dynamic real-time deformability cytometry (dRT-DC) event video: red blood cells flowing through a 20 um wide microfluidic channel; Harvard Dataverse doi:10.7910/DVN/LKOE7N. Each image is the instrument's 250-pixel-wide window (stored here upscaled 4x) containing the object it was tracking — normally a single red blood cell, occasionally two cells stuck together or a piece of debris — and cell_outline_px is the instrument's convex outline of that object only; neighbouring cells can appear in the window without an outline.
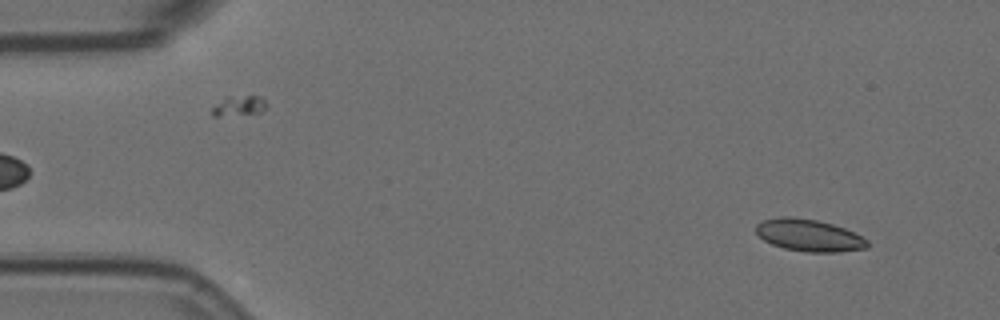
{"species": "Egyptian fruit bat (a non-hibernating species)", "species_latin": "Rousettus aegyptiacus", "temperature_condition": "room temperature", "stored_images_in_passage": 4, "camera_frame_rate_fps": 3000, "um_per_image_px": 0.085, "animal": {"sex": "female"}, "frame": {"image": 1, "passage_image": 1, "time_ms": 0.0, "image_size_px": [1000, 320], "cell_outline_px": [[868, 248], [840, 252], [804, 252], [784, 248], [772, 244], [764, 240], [756, 232], [756, 224], [764, 220], [780, 216], [792, 216], [816, 220], [832, 224], [844, 228], [868, 240]], "centroid_in_image_um": [68.76, 20.0], "position_along_channel_um": 16.2, "area_um2": 20.81}}
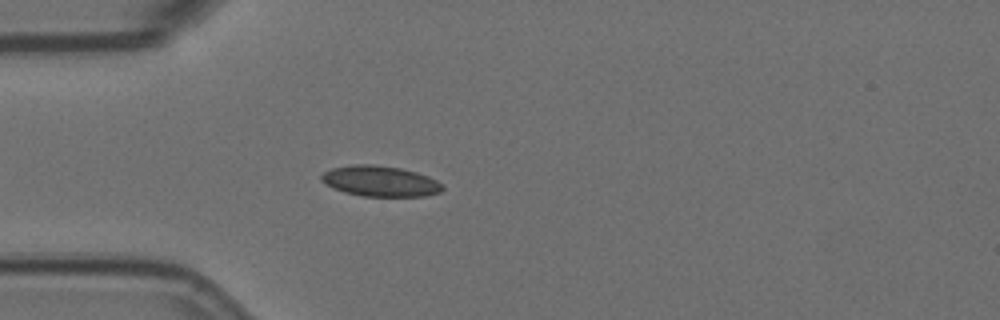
{"frame": {"image": 2, "passage_image": 4, "time_ms": 1.0, "image_size_px": [1000, 320], "cell_outline_px": [[444, 188], [440, 192], [424, 196], [360, 196], [344, 192], [332, 188], [320, 180], [320, 176], [324, 172], [332, 168], [352, 164], [372, 164], [400, 168], [416, 172], [428, 176], [444, 184]], "centroid_in_image_um": [32.3, 15.4], "position_along_channel_um": 52.7, "area_um2": 21.73}}